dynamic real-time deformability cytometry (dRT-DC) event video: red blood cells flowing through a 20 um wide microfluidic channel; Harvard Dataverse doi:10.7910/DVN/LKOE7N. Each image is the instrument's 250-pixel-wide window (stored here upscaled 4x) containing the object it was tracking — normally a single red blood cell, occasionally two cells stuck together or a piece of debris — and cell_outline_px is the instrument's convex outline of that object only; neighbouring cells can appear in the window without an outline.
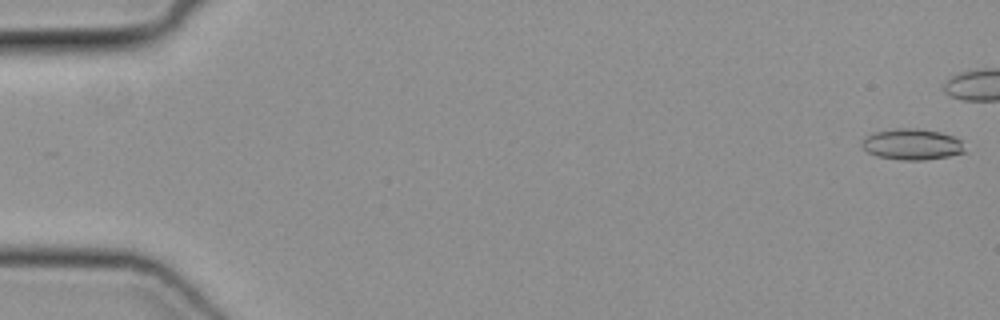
{"species": "common noctule bat (a hibernating species)", "species_latin": "Nyctalus noctula", "temperature_condition": "cold", "stored_images_in_passage": 40, "camera_frame_rate_fps": 3000, "um_per_image_px": 0.085, "animal": {"sex": "female", "body_mass_g": 19.3, "forearm_length_mm": 54.1}, "frame": {"image": 1, "passage_image": 1, "time_ms": 0.0, "image_size_px": [1000, 320], "cell_outline_px": [[964, 152], [948, 156], [924, 160], [904, 160], [880, 156], [868, 152], [860, 144], [860, 140], [864, 136], [872, 132], [896, 128], [916, 128], [940, 132], [952, 136], [960, 140]], "centroid_in_image_um": [77.45, 12.25], "position_along_channel_um": 7.5, "area_um2": 18.5}}
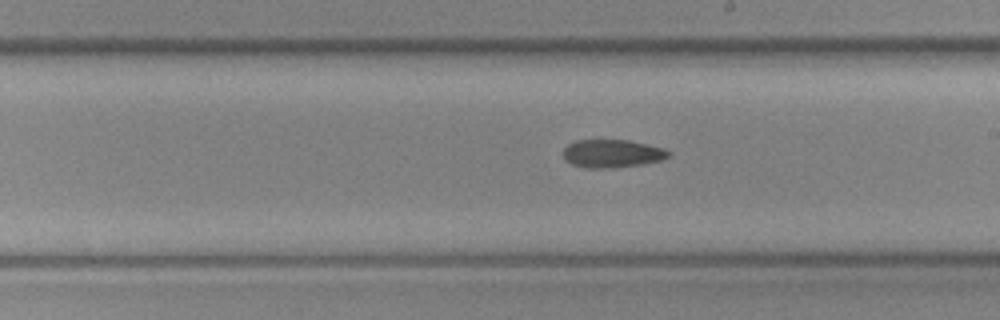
{"frame": {"image": 2, "passage_image": 29, "time_ms": 9.333, "image_size_px": [1000, 320], "cell_outline_px": [[672, 152], [668, 156], [660, 160], [640, 164], [604, 168], [584, 168], [572, 164], [564, 160], [564, 148], [568, 144], [576, 140], [628, 140], [664, 148]], "centroid_in_image_um": [52.0, 13.04], "position_along_channel_um": 237.0, "area_um2": 17.05}}
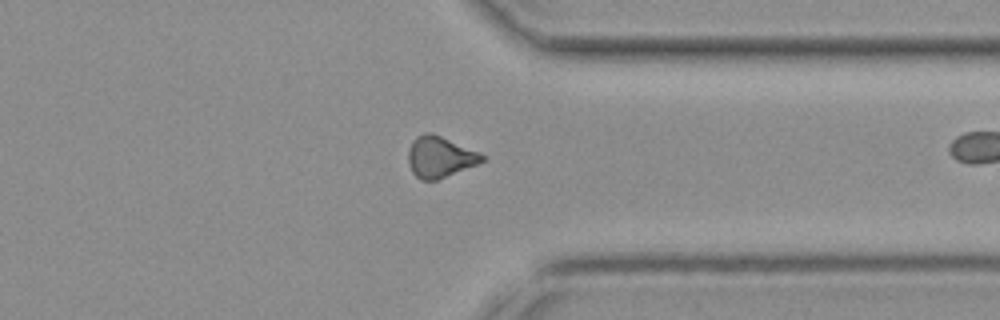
{"frame": {"image": 3, "passage_image": 39, "time_ms": 12.667, "image_size_px": [1000, 320], "cell_outline_px": [[484, 160], [476, 164], [436, 180], [420, 180], [412, 172], [408, 164], [408, 152], [412, 140], [416, 136], [424, 132], [432, 132], [480, 152], [484, 156]], "centroid_in_image_um": [37.35, 13.32], "position_along_channel_um": 374.1, "area_um2": 17.63}}